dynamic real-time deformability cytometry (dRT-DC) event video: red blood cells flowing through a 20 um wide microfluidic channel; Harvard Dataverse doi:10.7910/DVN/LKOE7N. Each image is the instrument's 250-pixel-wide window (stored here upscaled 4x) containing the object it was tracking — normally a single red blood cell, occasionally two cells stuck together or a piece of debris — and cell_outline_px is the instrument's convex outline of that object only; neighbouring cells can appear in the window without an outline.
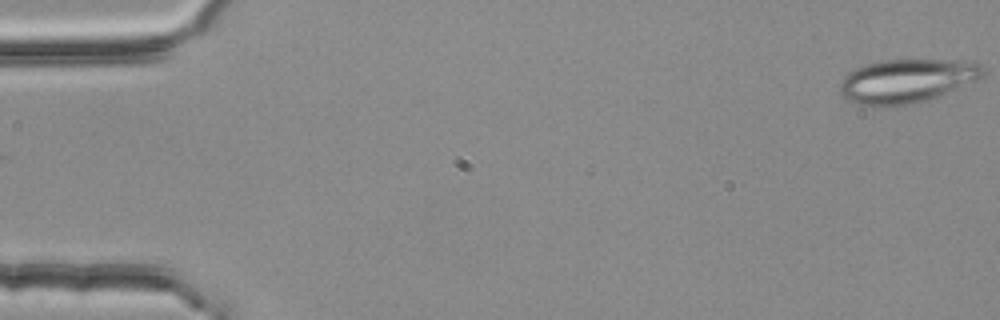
{"species": "common noctule bat (a hibernating species)", "species_latin": "Nyctalus noctula", "temperature_condition": "room temperature", "stored_images_in_passage": 50, "camera_frame_rate_fps": 3000, "um_per_image_px": 0.085, "animal": {"sex": "female", "body_mass_g": 25.1}, "frame": {"image": 1, "passage_image": 1, "time_ms": 0.0, "image_size_px": [1000, 320], "cell_outline_px": [[984, 76], [976, 80], [928, 100], [916, 104], [896, 108], [872, 108], [856, 104], [848, 100], [840, 92], [840, 84], [844, 76], [848, 72], [856, 68], [880, 60], [960, 60], [984, 64]], "centroid_in_image_um": [77.05, 6.92], "position_along_channel_um": 8.0, "area_um2": 37.28}}
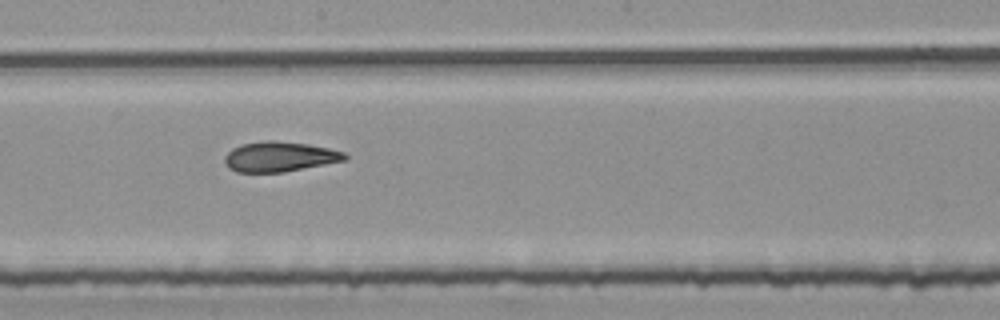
{"frame": {"image": 2, "passage_image": 30, "time_ms": 9.667, "image_size_px": [1000, 320], "cell_outline_px": [[348, 160], [284, 172], [236, 172], [228, 168], [224, 164], [224, 156], [232, 148], [240, 144], [268, 140], [272, 140], [308, 144], [328, 148], [344, 152], [348, 156]], "centroid_in_image_um": [23.75, 13.32], "position_along_channel_um": 224.5, "area_um2": 21.21}}
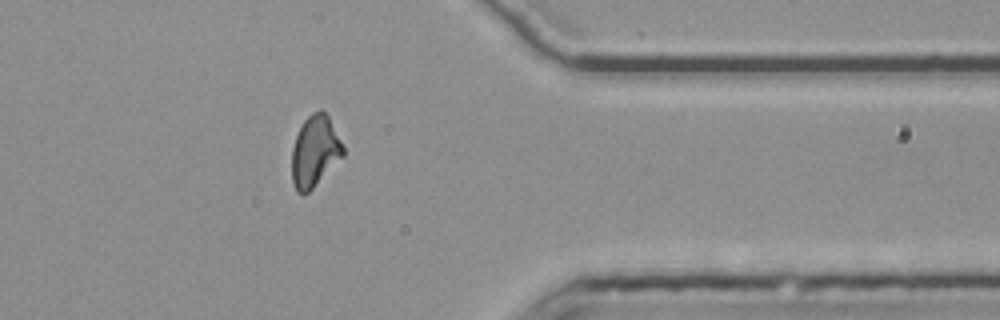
{"frame": {"image": 3, "passage_image": 44, "time_ms": 14.333, "image_size_px": [1000, 320], "cell_outline_px": [[344, 156], [308, 192], [300, 196], [296, 192], [292, 180], [292, 148], [296, 136], [304, 120], [312, 112], [320, 108], [328, 116], [344, 148]], "centroid_in_image_um": [26.75, 12.87], "position_along_channel_um": 384.7, "area_um2": 21.15}, "authors_computed_cell_mechanics": {"area_um2": 21.5594, "velocity_mm_per_s": 3.7711, "shape_relaxation_time_tau1_ms": null, "shape_relaxation_time_tau2_ms": 3.1113, "deformation_change_tau1": null, "deformation_change_tau2": 0.1136}}